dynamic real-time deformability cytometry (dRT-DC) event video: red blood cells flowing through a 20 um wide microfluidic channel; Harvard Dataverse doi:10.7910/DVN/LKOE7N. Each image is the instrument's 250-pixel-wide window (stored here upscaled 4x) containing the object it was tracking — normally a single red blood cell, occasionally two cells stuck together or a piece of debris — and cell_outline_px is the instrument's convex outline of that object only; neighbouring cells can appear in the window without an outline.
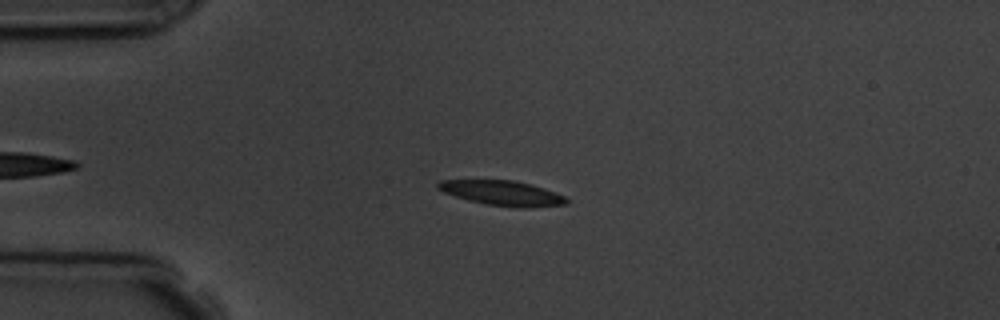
{"species": "common noctule bat (a hibernating species)", "species_latin": "Nyctalus noctula", "temperature_condition": "room temperature", "stored_images_in_passage": 4, "camera_frame_rate_fps": 3000, "um_per_image_px": 0.085, "animal": {"sex": "male", "body_mass_g": 19.5, "forearm_length_mm": 54.6}, "frame": {"image": 1, "passage_image": 3, "time_ms": 2.333, "image_size_px": [1000, 320], "cell_outline_px": [[568, 204], [524, 208], [516, 208], [488, 204], [468, 200], [444, 192], [436, 188], [436, 184], [440, 180], [512, 180], [532, 184], [556, 192], [564, 196], [568, 200]], "centroid_in_image_um": [42.71, 16.41], "position_along_channel_um": 42.3, "area_um2": 18.61}}